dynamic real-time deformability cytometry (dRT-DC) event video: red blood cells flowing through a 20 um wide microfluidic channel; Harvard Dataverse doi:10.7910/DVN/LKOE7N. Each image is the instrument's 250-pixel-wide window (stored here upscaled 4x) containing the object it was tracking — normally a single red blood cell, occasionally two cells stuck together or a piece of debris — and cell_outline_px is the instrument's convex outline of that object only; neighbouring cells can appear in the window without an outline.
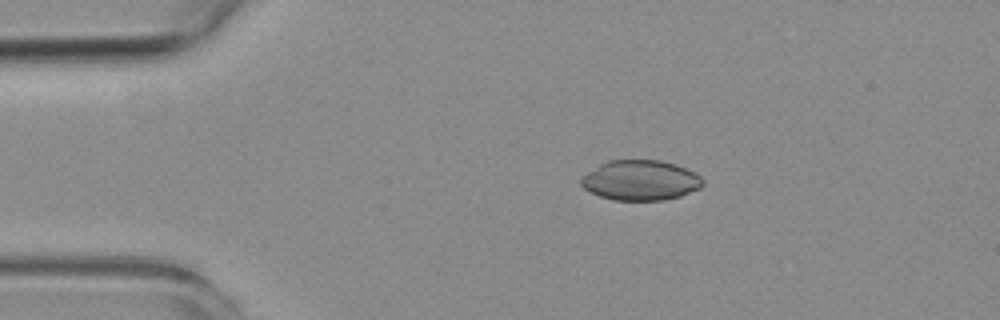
{"species": "common noctule bat (a hibernating species)", "species_latin": "Nyctalus noctula", "temperature_condition": "room temperature", "stored_images_in_passage": 6, "camera_frame_rate_fps": 3000, "um_per_image_px": 0.085, "animal": {"sex": "female", "body_mass_g": 19.3, "forearm_length_mm": 54.1}, "frame": {"image": 1, "passage_image": 1, "time_ms": 0.0, "image_size_px": [1000, 320], "cell_outline_px": [[704, 184], [700, 188], [680, 196], [664, 200], [612, 200], [600, 196], [584, 188], [580, 184], [580, 176], [600, 164], [608, 160], [660, 160], [676, 164], [696, 172], [704, 180]], "centroid_in_image_um": [54.45, 15.32], "position_along_channel_um": 30.6, "area_um2": 28.67}}
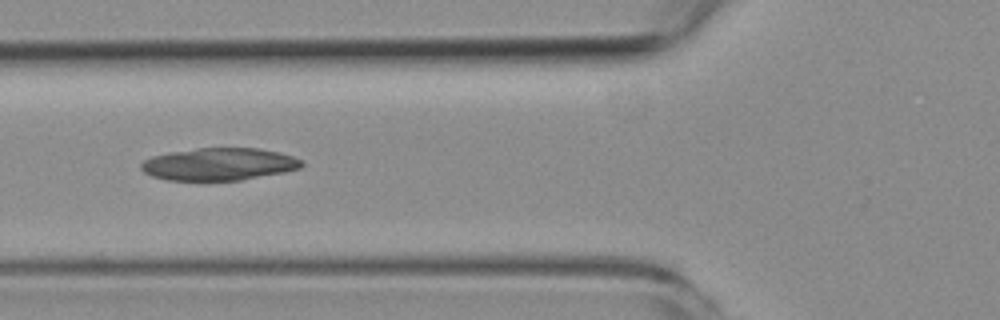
{"frame": {"image": 2, "passage_image": 4, "time_ms": 3.333, "image_size_px": [1000, 320], "cell_outline_px": [[304, 164], [300, 168], [284, 172], [240, 180], [164, 180], [152, 176], [144, 172], [140, 168], [140, 164], [144, 160], [152, 156], [168, 152], [196, 148], [260, 148], [280, 152], [292, 156], [300, 160]], "centroid_in_image_um": [18.59, 13.95], "position_along_channel_um": 107.2, "area_um2": 30.4}}
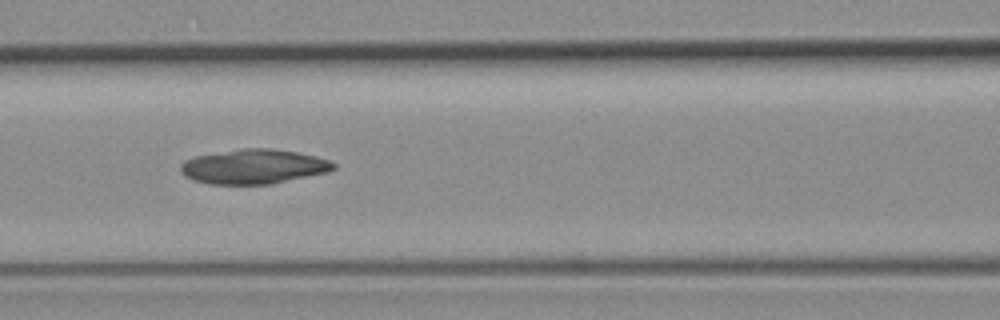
{"frame": {"image": 3, "passage_image": 5, "time_ms": 4.333, "image_size_px": [1000, 320], "cell_outline_px": [[336, 168], [328, 172], [272, 184], [208, 184], [192, 180], [184, 176], [180, 172], [180, 164], [184, 160], [196, 156], [244, 148], [268, 148], [296, 152], [316, 156], [328, 160], [336, 164]], "centroid_in_image_um": [21.54, 14.17], "position_along_channel_um": 145.1, "area_um2": 30.87}}